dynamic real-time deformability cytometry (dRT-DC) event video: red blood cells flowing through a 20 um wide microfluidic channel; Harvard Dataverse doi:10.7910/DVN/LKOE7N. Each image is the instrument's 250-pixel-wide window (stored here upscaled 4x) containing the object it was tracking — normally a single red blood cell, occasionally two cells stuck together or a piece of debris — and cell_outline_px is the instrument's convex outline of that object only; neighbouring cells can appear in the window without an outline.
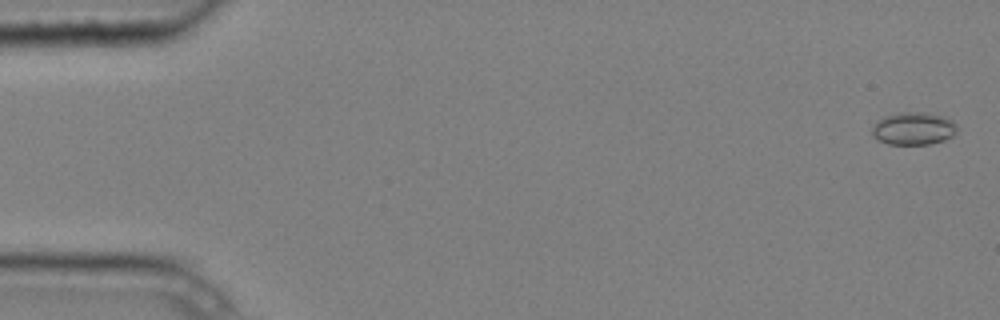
{"species": "common noctule bat (a hibernating species)", "species_latin": "Nyctalus noctula", "temperature_condition": "cold", "stored_images_in_passage": 4, "camera_frame_rate_fps": 3000, "um_per_image_px": 0.085, "animal": {"sex": "male", "body_mass_g": 20.4}, "frame": {"image": 1, "passage_image": 1, "time_ms": 0.0, "image_size_px": [1000, 320], "cell_outline_px": [[956, 132], [952, 136], [944, 140], [928, 144], [888, 144], [876, 140], [872, 136], [872, 128], [884, 116], [900, 112], [924, 112], [944, 116], [952, 120], [956, 124]], "centroid_in_image_um": [77.64, 10.92], "position_along_channel_um": 7.4, "area_um2": 16.18}}